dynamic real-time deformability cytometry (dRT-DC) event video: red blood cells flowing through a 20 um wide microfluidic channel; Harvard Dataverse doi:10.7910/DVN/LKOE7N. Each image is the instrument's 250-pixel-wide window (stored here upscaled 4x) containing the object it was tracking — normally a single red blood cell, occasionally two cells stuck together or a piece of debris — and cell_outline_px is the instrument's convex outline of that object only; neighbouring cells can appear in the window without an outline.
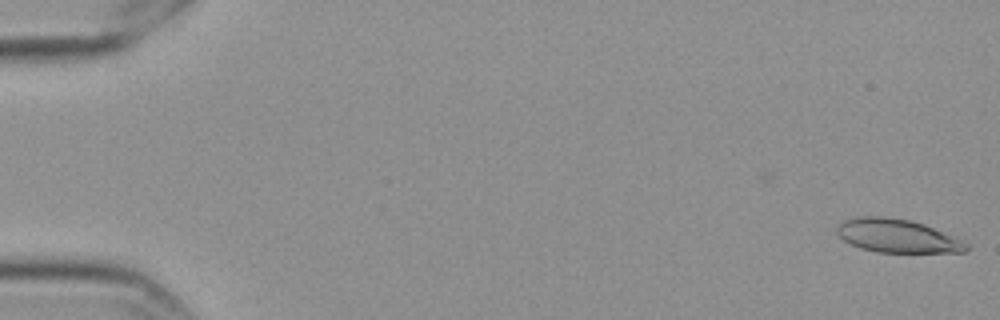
{"species": "Egyptian fruit bat (a non-hibernating species)", "species_latin": "Rousettus aegyptiacus", "temperature_condition": "cold", "stored_images_in_passage": 57, "camera_frame_rate_fps": 3000, "um_per_image_px": 0.085, "frame": {"image": 1, "passage_image": 1, "time_ms": 0.0, "image_size_px": [1000, 320], "cell_outline_px": [[968, 248], [964, 252], [876, 252], [860, 248], [844, 240], [836, 232], [836, 228], [844, 220], [856, 216], [884, 216], [912, 220], [924, 224], [960, 240], [968, 244]], "centroid_in_image_um": [76.22, 20.04], "position_along_channel_um": 8.8, "area_um2": 24.97}}
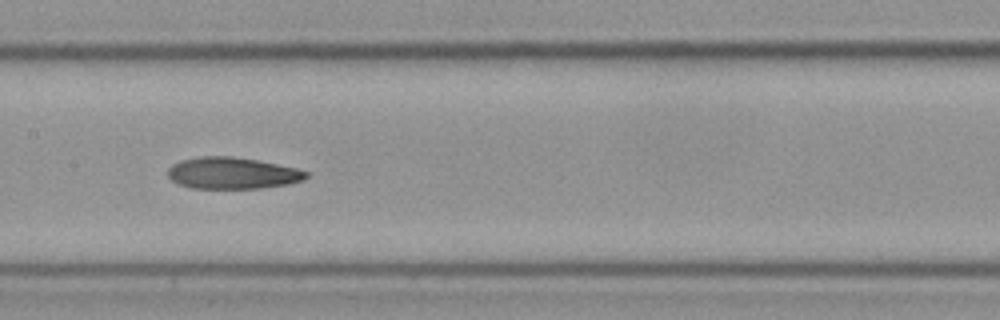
{"frame": {"image": 2, "passage_image": 29, "time_ms": 9.333, "image_size_px": [1000, 320], "cell_outline_px": [[308, 176], [304, 180], [288, 184], [260, 188], [192, 188], [180, 184], [172, 180], [168, 176], [168, 168], [172, 164], [180, 160], [200, 156], [232, 156], [256, 160], [296, 168], [308, 172]], "centroid_in_image_um": [19.74, 14.71], "position_along_channel_um": 187.7, "area_um2": 25.37}}
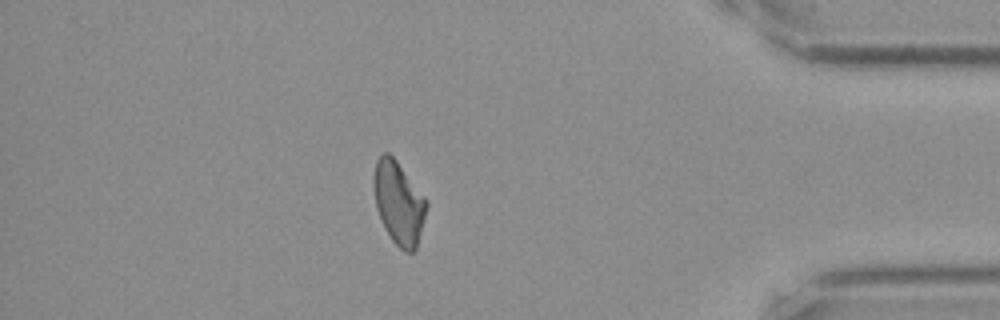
{"frame": {"image": 3, "passage_image": 50, "time_ms": 16.333, "image_size_px": [1000, 320], "cell_outline_px": [[428, 204], [416, 248], [412, 252], [404, 252], [392, 240], [380, 220], [376, 208], [372, 184], [372, 180], [376, 160], [384, 152], [388, 152], [396, 160], [428, 200]], "centroid_in_image_um": [33.87, 17.22], "position_along_channel_um": 401.3, "area_um2": 25.55}, "authors_computed_cell_mechanics": {"area_um2": 25.7788, "velocity_mm_per_s": 3.5579, "shape_relaxation_time_tau1_ms": null, "shape_relaxation_time_tau2_ms": 4.6071, "deformation_change_tau1": null, "deformation_change_tau2": 0.1216}}